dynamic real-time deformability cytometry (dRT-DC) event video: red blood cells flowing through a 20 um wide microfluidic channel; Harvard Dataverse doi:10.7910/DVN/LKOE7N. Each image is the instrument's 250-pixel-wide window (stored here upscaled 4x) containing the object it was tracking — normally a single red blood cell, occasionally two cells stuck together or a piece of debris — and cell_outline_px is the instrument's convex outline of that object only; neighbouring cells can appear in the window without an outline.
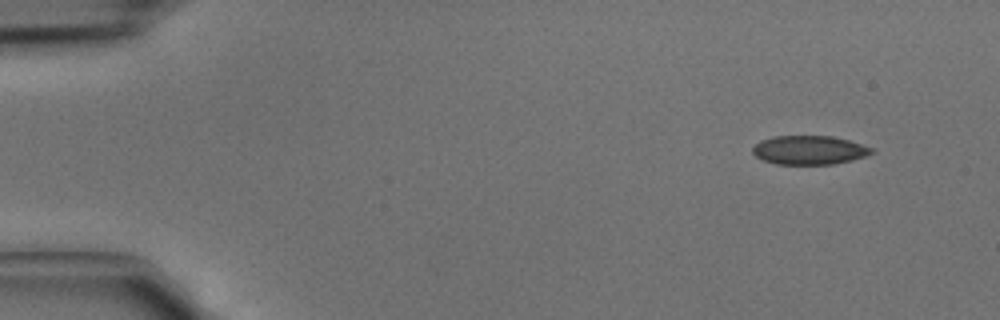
{"species": "common noctule bat (a hibernating species)", "species_latin": "Nyctalus noctula", "temperature_condition": "cold", "stored_images_in_passage": 4, "camera_frame_rate_fps": 3000, "um_per_image_px": 0.085, "animal": {"sex": "male", "body_mass_g": 15.6}, "frame": {"image": 1, "passage_image": 1, "time_ms": 0.0, "image_size_px": [1000, 320], "cell_outline_px": [[876, 152], [852, 160], [832, 164], [776, 164], [764, 160], [756, 156], [752, 152], [752, 148], [760, 140], [772, 136], [832, 136], [848, 140], [872, 148]], "centroid_in_image_um": [68.77, 12.75], "position_along_channel_um": 16.2, "area_um2": 19.94}}
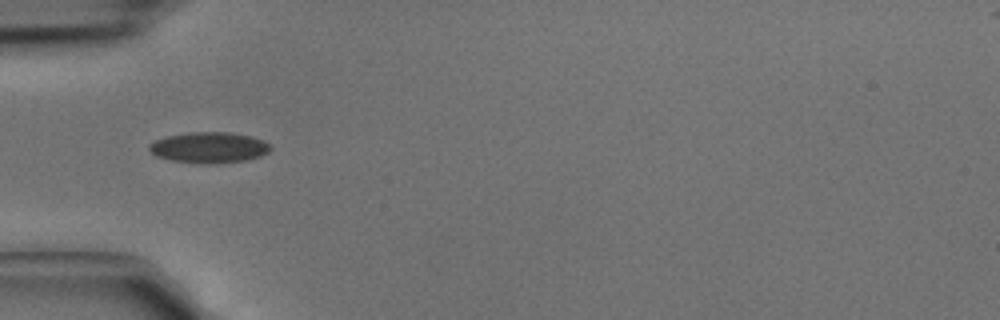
{"frame": {"image": 2, "passage_image": 4, "time_ms": 1.0, "image_size_px": [1000, 320], "cell_outline_px": [[272, 148], [268, 152], [260, 156], [244, 160], [208, 164], [172, 160], [156, 156], [148, 148], [148, 144], [156, 140], [168, 136], [192, 132], [228, 132], [252, 136], [268, 144]], "centroid_in_image_um": [17.76, 12.53], "position_along_channel_um": 67.2, "area_um2": 21.44}}